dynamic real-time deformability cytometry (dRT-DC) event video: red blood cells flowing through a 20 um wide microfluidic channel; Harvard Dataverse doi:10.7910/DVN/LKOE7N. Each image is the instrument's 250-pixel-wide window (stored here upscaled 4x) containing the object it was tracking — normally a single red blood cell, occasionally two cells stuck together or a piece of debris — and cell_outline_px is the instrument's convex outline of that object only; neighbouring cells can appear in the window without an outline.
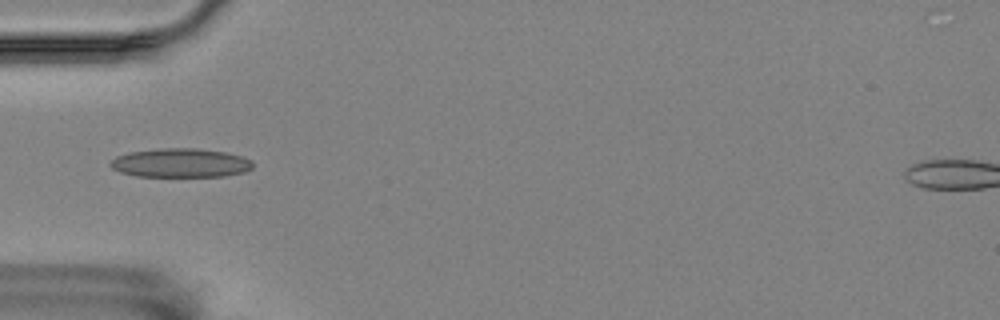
{"species": "Egyptian fruit bat (a non-hibernating species)", "species_latin": "Rousettus aegyptiacus", "temperature_condition": "room temperature", "stored_images_in_passage": 11, "camera_frame_rate_fps": 3000, "um_per_image_px": 0.085, "animal": {"sex": "female"}, "frame": {"image": 1, "passage_image": 5, "time_ms": 1.333, "image_size_px": [1000, 320], "cell_outline_px": [[252, 168], [244, 172], [224, 176], [136, 176], [120, 172], [112, 168], [108, 164], [116, 156], [128, 152], [160, 148], [196, 148], [224, 152], [240, 156], [252, 160]], "centroid_in_image_um": [15.31, 13.84], "position_along_channel_um": 69.7, "area_um2": 23.99}}
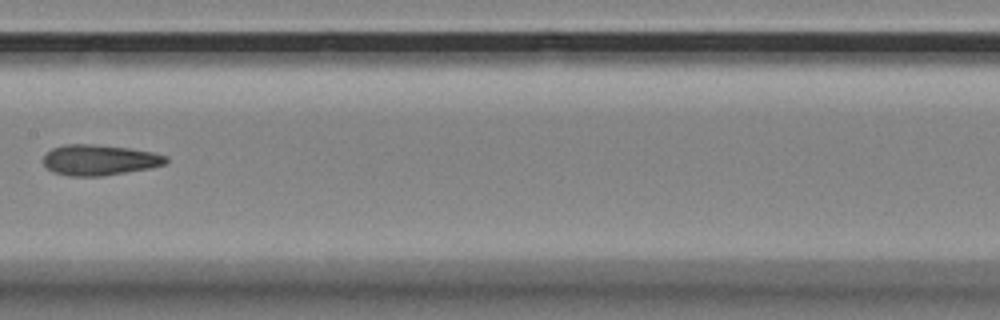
{"frame": {"image": 2, "passage_image": 8, "time_ms": 2.333, "image_size_px": [1000, 320], "cell_outline_px": [[168, 160], [164, 164], [148, 168], [104, 176], [68, 176], [52, 172], [44, 164], [44, 156], [52, 148], [64, 144], [92, 144], [128, 148], [152, 152], [168, 156]], "centroid_in_image_um": [8.43, 13.6], "position_along_channel_um": 199.0, "area_um2": 21.79}}
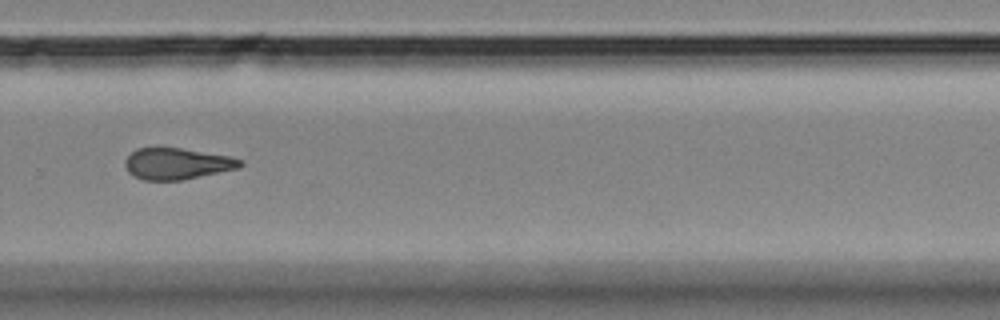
{"frame": {"image": 3, "passage_image": 11, "time_ms": 3.333, "image_size_px": [1000, 320], "cell_outline_px": [[244, 164], [240, 168], [180, 180], [144, 180], [132, 176], [128, 172], [124, 164], [124, 160], [136, 148], [156, 144], [232, 156], [244, 160]], "centroid_in_image_um": [15.02, 13.87], "position_along_channel_um": 314.8, "area_um2": 21.85}}